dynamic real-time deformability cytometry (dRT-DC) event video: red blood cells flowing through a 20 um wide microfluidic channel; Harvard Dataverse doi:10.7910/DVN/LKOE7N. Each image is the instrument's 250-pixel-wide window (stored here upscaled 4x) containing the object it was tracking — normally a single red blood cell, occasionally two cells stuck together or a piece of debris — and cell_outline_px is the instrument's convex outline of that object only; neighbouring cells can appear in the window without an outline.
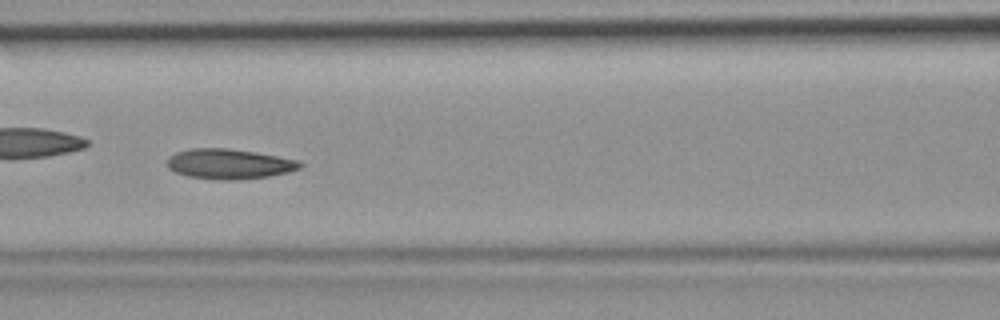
{"species": "common noctule bat (a hibernating species)", "species_latin": "Nyctalus noctula", "temperature_condition": "room temperature", "stored_images_in_passage": 47, "camera_frame_rate_fps": 3000, "um_per_image_px": 0.085, "animal": {"sex": "female", "body_mass_g": 19.9}, "frame": {"image": 1, "passage_image": 20, "time_ms": 6.333, "image_size_px": [1000, 320], "cell_outline_px": [[304, 164], [300, 168], [288, 172], [268, 176], [232, 180], [220, 180], [188, 176], [176, 172], [168, 168], [168, 156], [176, 152], [192, 148], [228, 148], [256, 152], [300, 160]], "centroid_in_image_um": [19.5, 13.92], "position_along_channel_um": 147.1, "area_um2": 23.29}}
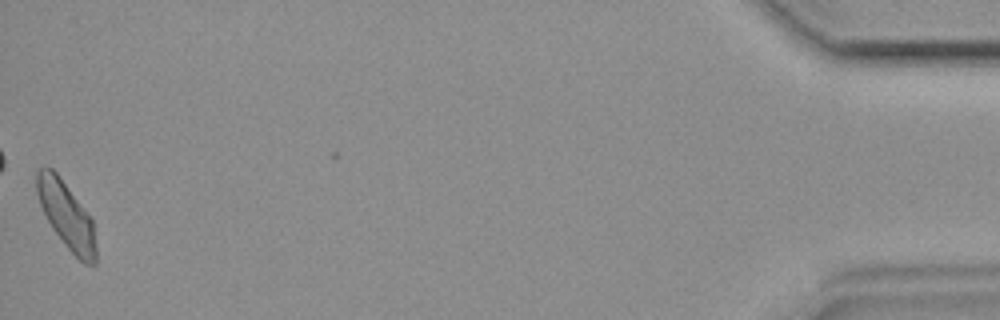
{"frame": {"image": 2, "passage_image": 46, "time_ms": 15.0, "image_size_px": [1000, 320], "cell_outline_px": [[96, 264], [84, 264], [64, 244], [52, 228], [40, 204], [36, 192], [36, 172], [40, 168], [52, 168], [56, 172], [92, 220], [96, 248]], "centroid_in_image_um": [5.63, 18.31], "position_along_channel_um": 429.6, "area_um2": 22.37}}